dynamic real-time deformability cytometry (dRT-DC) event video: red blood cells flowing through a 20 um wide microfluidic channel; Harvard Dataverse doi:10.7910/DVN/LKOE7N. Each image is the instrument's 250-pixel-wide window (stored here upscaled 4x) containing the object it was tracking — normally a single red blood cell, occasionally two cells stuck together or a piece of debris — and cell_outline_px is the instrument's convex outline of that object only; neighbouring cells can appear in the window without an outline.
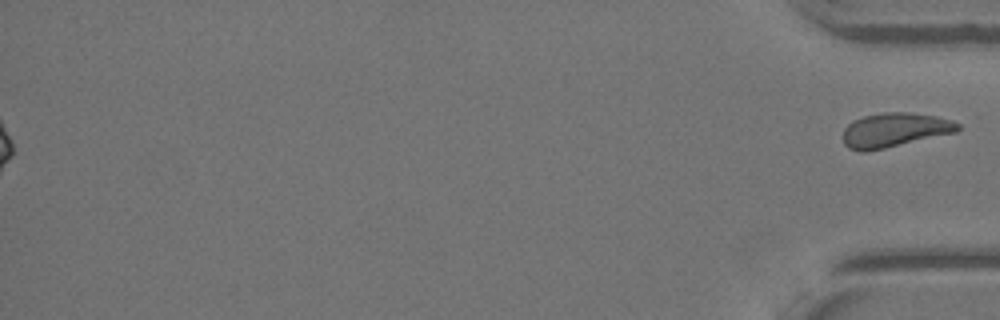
{"species": "Egyptian fruit bat (a non-hibernating species)", "species_latin": "Rousettus aegyptiacus", "temperature_condition": "warm", "stored_images_in_passage": 35, "segment_of_instrument_passage": [2, 2], "camera_frame_rate_fps": 3000, "um_per_image_px": 0.085, "animal": {"sex": "female"}, "frame": {"image": 1, "passage_image": 35, "time_ms": 11.333, "image_size_px": [1000, 320], "cell_outline_px": [[960, 128], [956, 132], [884, 148], [864, 152], [860, 152], [848, 148], [844, 144], [844, 128], [852, 120], [864, 116], [884, 112], [912, 112], [936, 116], [952, 120], [960, 124]], "centroid_in_image_um": [76.03, 11.04], "position_along_channel_um": 359.2, "area_um2": 22.89}}